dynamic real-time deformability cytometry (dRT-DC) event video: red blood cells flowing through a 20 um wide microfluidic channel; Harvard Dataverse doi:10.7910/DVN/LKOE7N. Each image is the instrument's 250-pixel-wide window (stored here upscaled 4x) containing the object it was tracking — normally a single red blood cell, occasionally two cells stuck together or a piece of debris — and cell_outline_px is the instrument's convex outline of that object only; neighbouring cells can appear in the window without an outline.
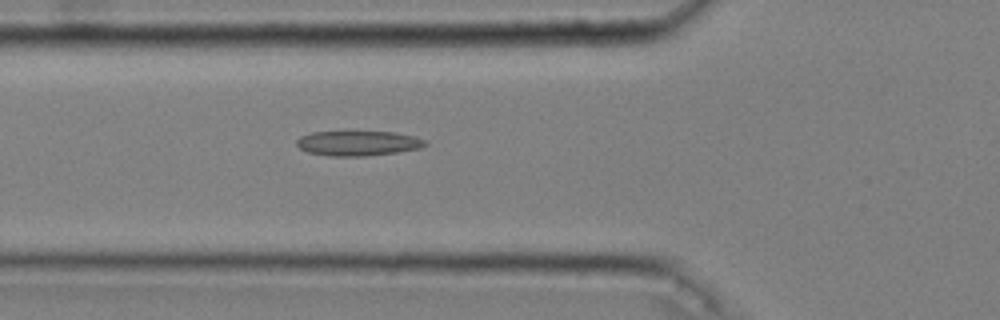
{"species": "common noctule bat (a hibernating species)", "species_latin": "Nyctalus noctula", "temperature_condition": "cold", "stored_images_in_passage": 34, "camera_frame_rate_fps": 3000, "um_per_image_px": 0.085, "animal": {"sex": "male", "body_mass_g": 20.4}, "frame": {"image": 1, "passage_image": 3, "time_ms": 0.667, "image_size_px": [1000, 320], "cell_outline_px": [[428, 144], [420, 148], [396, 152], [364, 156], [328, 156], [308, 152], [300, 148], [296, 144], [296, 140], [300, 136], [312, 132], [396, 132], [416, 136], [428, 140]], "centroid_in_image_um": [30.46, 12.17], "position_along_channel_um": 95.3, "area_um2": 18.73}}
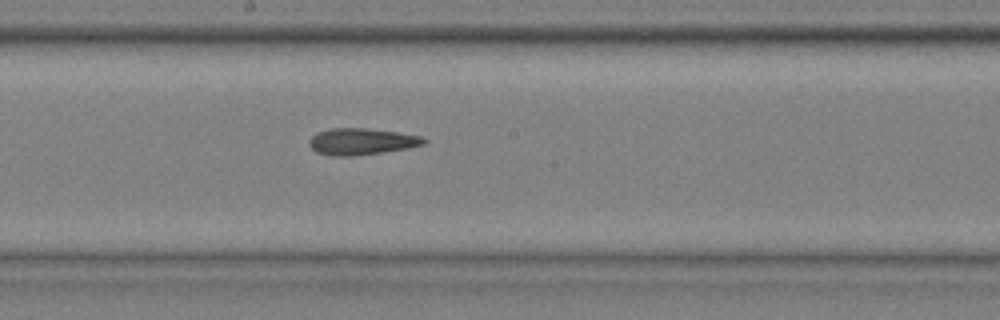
{"frame": {"image": 2, "passage_image": 13, "time_ms": 4.0, "image_size_px": [1000, 320], "cell_outline_px": [[428, 140], [424, 144], [408, 148], [352, 156], [332, 156], [316, 152], [308, 144], [308, 140], [316, 132], [328, 128], [368, 128], [396, 132], [420, 136]], "centroid_in_image_um": [30.68, 12.02], "position_along_channel_um": 217.5, "area_um2": 17.74}}
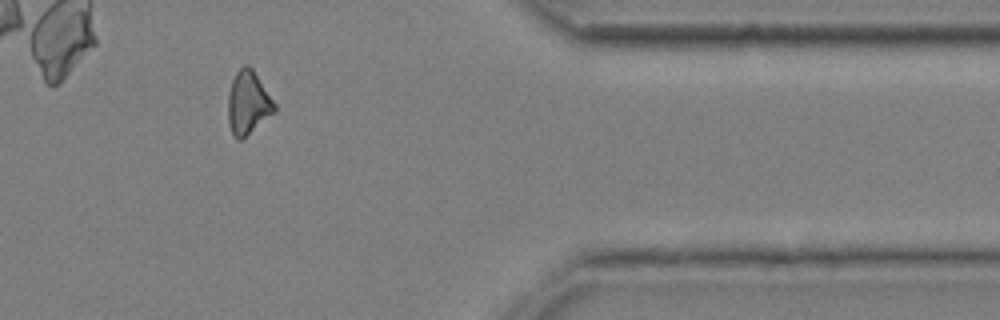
{"frame": {"image": 3, "passage_image": 29, "time_ms": 9.333, "image_size_px": [1000, 320], "cell_outline_px": [[276, 112], [240, 140], [236, 140], [228, 124], [228, 92], [232, 80], [236, 72], [244, 64], [248, 64], [252, 68], [276, 104]], "centroid_in_image_um": [21.08, 8.73], "position_along_channel_um": 390.3, "area_um2": 17.17}, "authors_computed_cell_mechanics": {"area_um2": 17.5712, "velocity_mm_per_s": 3.6572, "shape_relaxation_time_tau1_ms": 5.3911, "shape_relaxation_time_tau2_ms": 4.2979, "deformation_change_tau1": 0.1088, "deformation_change_tau2": 0.1375}}